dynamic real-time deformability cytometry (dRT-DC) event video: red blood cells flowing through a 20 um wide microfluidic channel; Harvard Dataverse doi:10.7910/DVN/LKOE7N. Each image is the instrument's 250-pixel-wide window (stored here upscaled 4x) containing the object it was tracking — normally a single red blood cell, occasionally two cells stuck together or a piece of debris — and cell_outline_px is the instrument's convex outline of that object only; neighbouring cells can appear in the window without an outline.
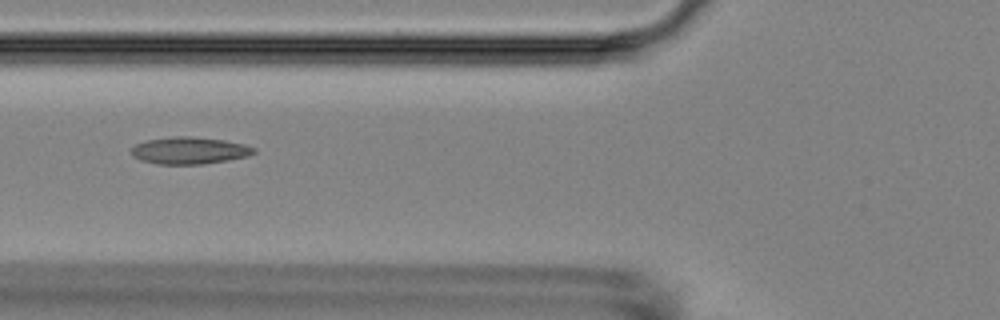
{"species": "Egyptian fruit bat (a non-hibernating species)", "species_latin": "Rousettus aegyptiacus", "temperature_condition": "room temperature", "stored_images_in_passage": 11, "segment_of_instrument_passage": [1, 2], "camera_frame_rate_fps": 3000, "um_per_image_px": 0.085, "animal": {"sex": "female"}, "frame": {"image": 1, "passage_image": 3, "time_ms": 2.333, "image_size_px": [1000, 320], "cell_outline_px": [[256, 152], [248, 156], [228, 160], [204, 164], [160, 164], [140, 160], [132, 156], [132, 148], [136, 144], [148, 140], [172, 136], [192, 136], [224, 140], [244, 144], [256, 148]], "centroid_in_image_um": [16.12, 12.79], "position_along_channel_um": 109.7, "area_um2": 19.31}}
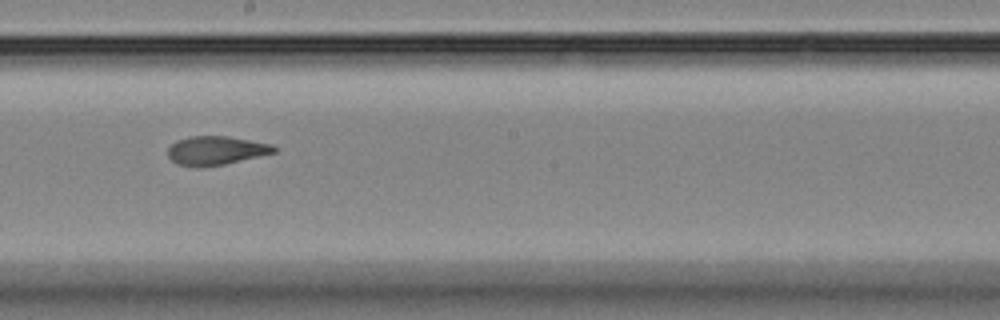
{"frame": {"image": 2, "passage_image": 6, "time_ms": 5.667, "image_size_px": [1000, 320], "cell_outline_px": [[276, 152], [224, 164], [204, 168], [192, 168], [176, 164], [168, 156], [168, 148], [176, 140], [192, 136], [228, 136], [272, 144], [276, 148]], "centroid_in_image_um": [18.31, 12.81], "position_along_channel_um": 229.9, "area_um2": 17.98}}
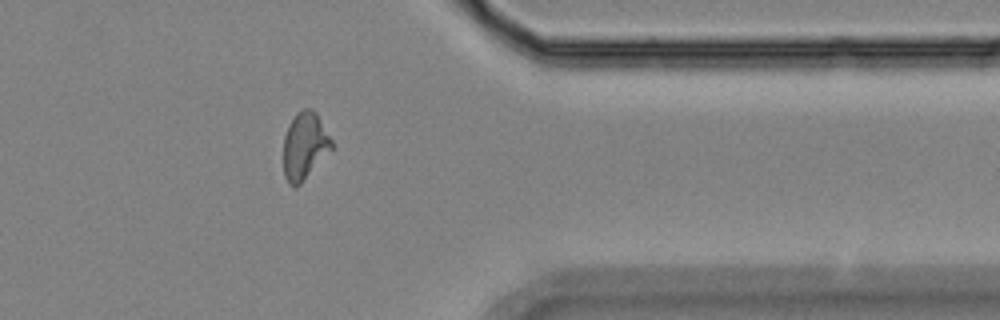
{"frame": {"image": 3, "passage_image": 10, "time_ms": 10.333, "image_size_px": [1000, 320], "cell_outline_px": [[332, 148], [300, 184], [296, 188], [292, 188], [288, 184], [284, 176], [284, 136], [288, 124], [296, 112], [304, 108], [312, 108], [316, 112], [332, 140]], "centroid_in_image_um": [25.87, 12.39], "position_along_channel_um": 385.5, "area_um2": 18.84}}